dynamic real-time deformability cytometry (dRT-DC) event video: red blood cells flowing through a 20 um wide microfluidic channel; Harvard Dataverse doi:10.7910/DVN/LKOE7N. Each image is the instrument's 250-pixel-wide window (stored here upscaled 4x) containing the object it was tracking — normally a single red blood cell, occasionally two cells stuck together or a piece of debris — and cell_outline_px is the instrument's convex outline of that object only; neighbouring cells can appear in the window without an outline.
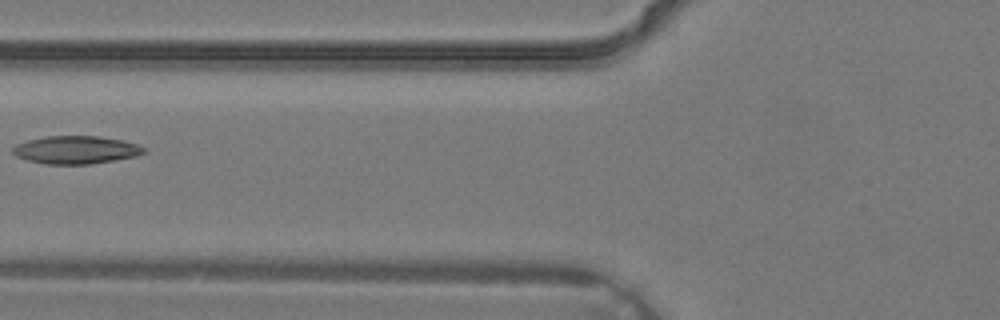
{"species": "common noctule bat (a hibernating species)", "species_latin": "Nyctalus noctula", "temperature_condition": "warm", "stored_images_in_passage": 2, "camera_frame_rate_fps": 3000, "um_per_image_px": 0.085, "animal": {"sex": "male", "body_mass_g": 19.2, "forearm_length_mm": 51.8}, "frame": {"image": 1, "passage_image": 2, "time_ms": 0.333, "image_size_px": [1000, 320], "cell_outline_px": [[148, 152], [136, 156], [116, 160], [88, 164], [44, 164], [28, 160], [16, 156], [12, 152], [12, 148], [16, 144], [28, 140], [48, 136], [100, 136], [124, 140], [136, 144], [144, 148]], "centroid_in_image_um": [6.47, 12.74], "position_along_channel_um": 119.3, "area_um2": 21.39}}